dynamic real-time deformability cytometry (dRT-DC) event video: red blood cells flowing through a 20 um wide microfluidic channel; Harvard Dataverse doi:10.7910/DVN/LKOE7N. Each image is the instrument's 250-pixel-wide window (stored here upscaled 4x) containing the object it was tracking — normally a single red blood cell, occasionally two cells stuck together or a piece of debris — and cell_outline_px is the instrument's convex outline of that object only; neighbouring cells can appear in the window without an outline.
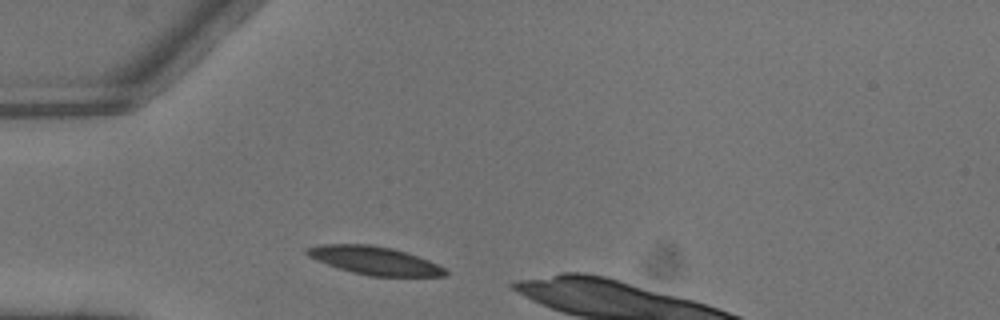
{"species": "common noctule bat (a hibernating species)", "species_latin": "Nyctalus noctula", "temperature_condition": "warm", "stored_images_in_passage": 1, "camera_frame_rate_fps": 3000, "um_per_image_px": 0.085, "animal": {"sex": "male", "body_mass_g": 13.3}, "frame": {"image": 1, "passage_image": 1, "time_ms": 0.0, "image_size_px": [1000, 320], "cell_outline_px": [[448, 276], [368, 276], [352, 272], [316, 260], [308, 256], [304, 252], [308, 248], [320, 244], [372, 244], [392, 248], [428, 260], [444, 268], [448, 272]], "centroid_in_image_um": [31.83, 22.14], "position_along_channel_um": 53.2, "area_um2": 22.48}}